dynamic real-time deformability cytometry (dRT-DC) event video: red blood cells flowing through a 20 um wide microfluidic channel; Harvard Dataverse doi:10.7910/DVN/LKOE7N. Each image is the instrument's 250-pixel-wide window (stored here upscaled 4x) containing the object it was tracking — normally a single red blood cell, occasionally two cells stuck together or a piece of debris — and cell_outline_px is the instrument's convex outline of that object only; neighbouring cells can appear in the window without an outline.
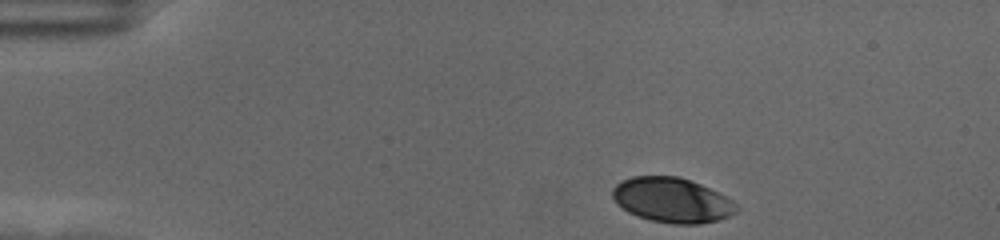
{"species": "human", "species_latin": "Homo sapiens", "temperature_condition": "cold", "stored_images_in_passage": 41, "camera_frame_rate_fps": 3000, "um_per_image_px": 0.085, "donor": {"sex": "female"}, "frame": {"image": 1, "passage_image": 1, "time_ms": 0.0, "image_size_px": [1000, 240], "cell_outline_px": [[740, 208], [736, 212], [728, 216], [716, 220], [700, 224], [672, 224], [652, 220], [628, 212], [616, 204], [612, 196], [612, 188], [620, 180], [632, 176], [680, 176], [700, 184], [732, 200]], "centroid_in_image_um": [57.09, 17.0], "position_along_channel_um": 27.9, "area_um2": 32.37}}
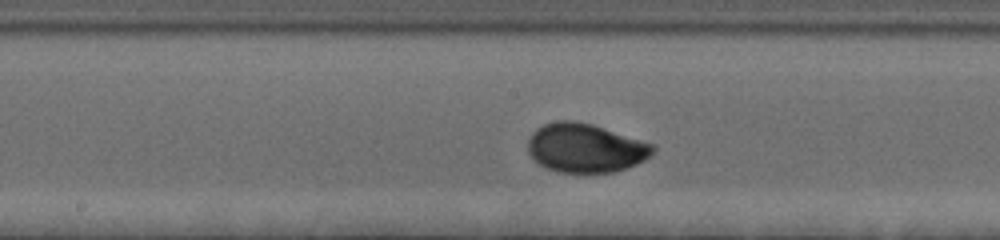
{"frame": {"image": 2, "passage_image": 22, "time_ms": 7.0, "image_size_px": [1000, 240], "cell_outline_px": [[656, 148], [644, 160], [636, 164], [612, 172], [556, 172], [544, 168], [532, 160], [528, 152], [528, 140], [532, 132], [536, 128], [544, 124], [556, 120], [572, 120], [592, 124], [652, 144]], "centroid_in_image_um": [49.68, 12.58], "position_along_channel_um": 198.5, "area_um2": 35.55}}
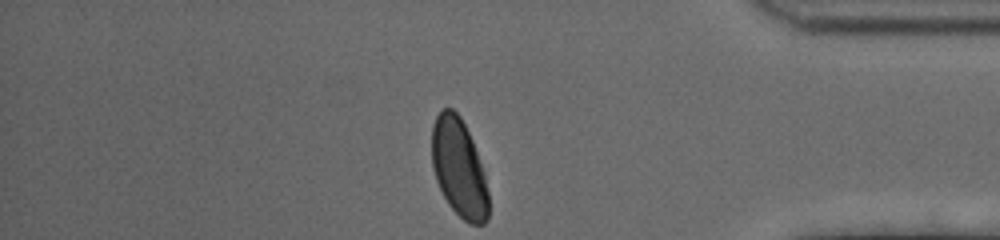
{"frame": {"image": 3, "passage_image": 41, "time_ms": 13.333, "image_size_px": [1000, 240], "cell_outline_px": [[488, 220], [484, 224], [468, 224], [448, 204], [436, 180], [432, 168], [432, 124], [436, 116], [444, 108], [452, 108], [460, 116], [472, 140], [484, 172], [488, 192]], "centroid_in_image_um": [39.01, 14.29], "position_along_channel_um": 396.2, "area_um2": 32.37}, "authors_computed_cell_mechanics": {"area_um2": 34.5644, "velocity_mm_per_s": 3.494, "shape_relaxation_time_tau1_ms": 2.8949, "shape_relaxation_time_tau2_ms": null, "deformation_change_tau1": 0.1335, "deformation_change_tau2": null}}